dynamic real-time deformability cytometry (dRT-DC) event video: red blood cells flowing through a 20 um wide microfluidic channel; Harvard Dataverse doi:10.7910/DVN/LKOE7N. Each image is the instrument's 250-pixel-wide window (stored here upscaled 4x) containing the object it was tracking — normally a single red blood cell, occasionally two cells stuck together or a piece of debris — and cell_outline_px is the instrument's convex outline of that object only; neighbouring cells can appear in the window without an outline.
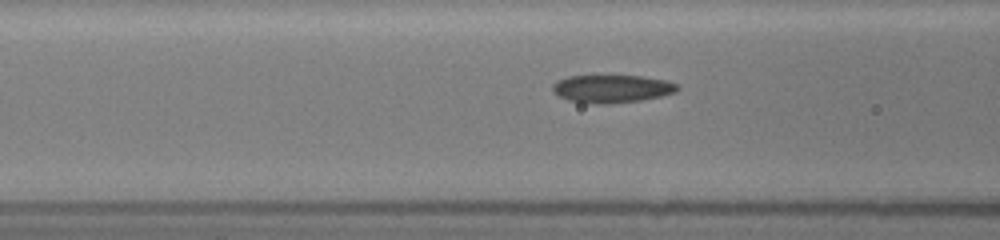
{"species": "common noctule bat (a hibernating species)", "species_latin": "Nyctalus noctula", "temperature_condition": "room temperature", "stored_images_in_passage": 33, "camera_frame_rate_fps": 3000, "um_per_image_px": 0.085, "animal": {"sex": "female", "body_mass_g": 19.5, "forearm_length_mm": 54.1}, "frame": {"image": 1, "passage_image": 20, "time_ms": 5.0, "image_size_px": [1000, 240], "cell_outline_px": [[680, 88], [676, 92], [660, 96], [640, 100], [608, 104], [596, 104], [568, 100], [552, 92], [552, 84], [556, 80], [568, 76], [644, 76], [668, 80], [676, 84]], "centroid_in_image_um": [52.0, 7.53], "position_along_channel_um": 114.6, "area_um2": 20.35}}
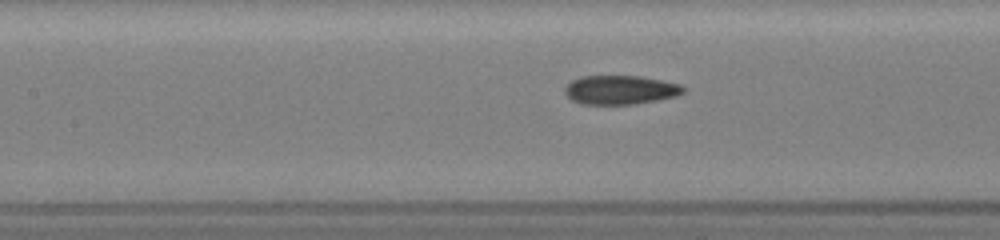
{"frame": {"image": 2, "passage_image": 23, "time_ms": 6.0, "image_size_px": [1000, 240], "cell_outline_px": [[684, 92], [676, 96], [636, 104], [580, 104], [572, 100], [564, 92], [564, 88], [572, 80], [580, 76], [640, 76], [680, 84], [684, 88]], "centroid_in_image_um": [52.7, 7.64], "position_along_channel_um": 154.7, "area_um2": 19.94}}
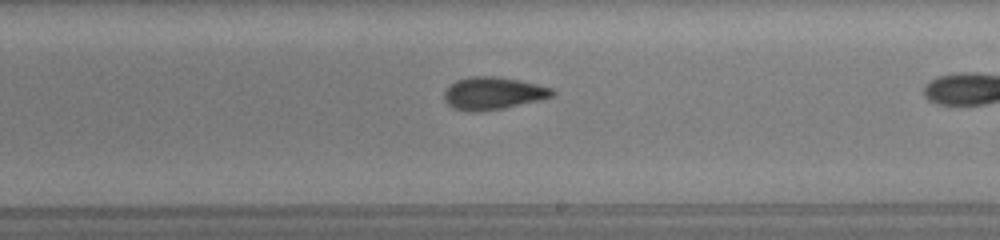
{"frame": {"image": 3, "passage_image": 32, "time_ms": 8.333, "image_size_px": [1000, 240], "cell_outline_px": [[556, 92], [552, 96], [504, 108], [480, 112], [468, 112], [452, 108], [444, 100], [444, 92], [448, 84], [456, 80], [468, 76], [496, 76], [520, 80], [552, 88]], "centroid_in_image_um": [41.84, 7.92], "position_along_channel_um": 247.2, "area_um2": 20.63}}